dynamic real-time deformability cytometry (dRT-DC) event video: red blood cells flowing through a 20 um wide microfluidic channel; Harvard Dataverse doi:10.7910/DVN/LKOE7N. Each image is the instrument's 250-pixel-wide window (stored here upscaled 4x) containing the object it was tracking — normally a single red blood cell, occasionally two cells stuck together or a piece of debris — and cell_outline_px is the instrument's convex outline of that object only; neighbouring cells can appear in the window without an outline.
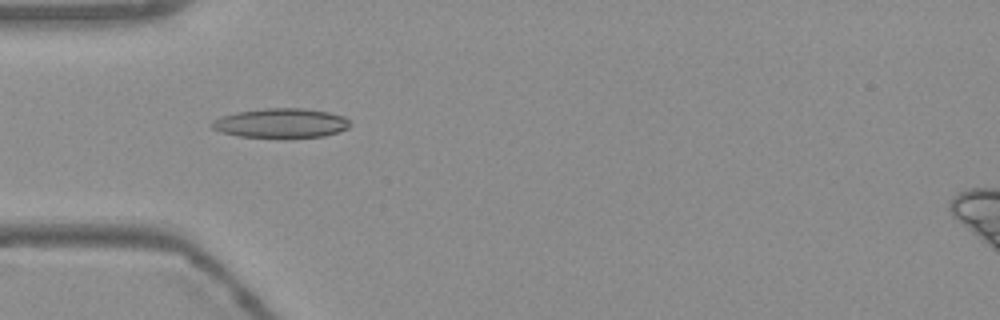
{"species": "Egyptian fruit bat (a non-hibernating species)", "species_latin": "Rousettus aegyptiacus", "temperature_condition": "warm", "stored_images_in_passage": 38, "camera_frame_rate_fps": 3000, "um_per_image_px": 0.085, "frame": {"image": 1, "passage_image": 1, "time_ms": 0.0, "image_size_px": [1000, 320], "cell_outline_px": [[352, 124], [348, 128], [324, 136], [288, 140], [284, 140], [240, 136], [220, 132], [212, 128], [208, 124], [212, 120], [220, 116], [236, 112], [268, 108], [304, 108], [328, 112], [344, 116]], "centroid_in_image_um": [23.86, 10.5], "position_along_channel_um": 61.1, "area_um2": 24.62}}
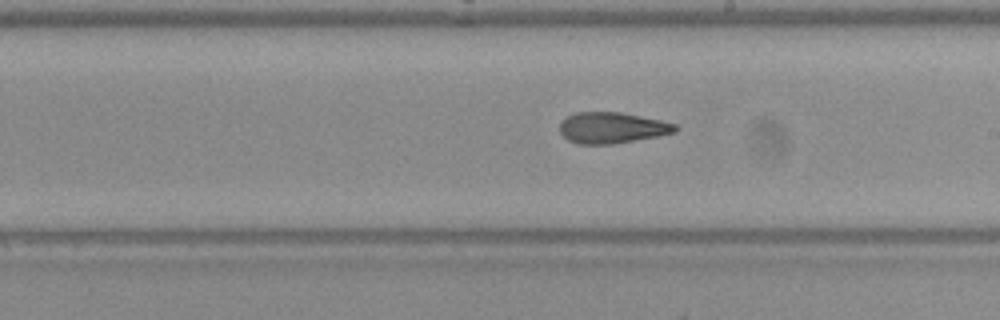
{"frame": {"image": 2, "passage_image": 15, "time_ms": 4.667, "image_size_px": [1000, 320], "cell_outline_px": [[680, 128], [676, 132], [656, 136], [612, 144], [580, 144], [568, 140], [560, 132], [560, 120], [576, 112], [620, 112], [660, 120], [676, 124]], "centroid_in_image_um": [52.01, 10.85], "position_along_channel_um": 237.0, "area_um2": 20.81}}
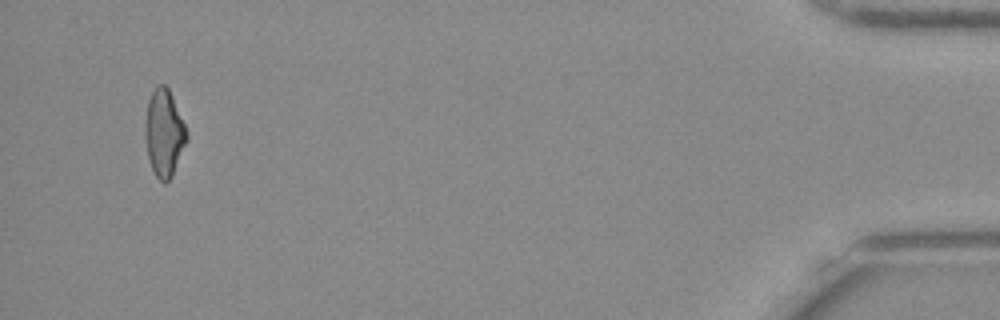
{"frame": {"image": 3, "passage_image": 36, "time_ms": 11.667, "image_size_px": [1000, 320], "cell_outline_px": [[188, 140], [172, 176], [164, 184], [156, 176], [152, 168], [148, 156], [144, 136], [144, 124], [148, 100], [152, 92], [160, 84], [164, 84], [168, 88], [172, 96], [188, 132]], "centroid_in_image_um": [13.95, 11.32], "position_along_channel_um": 421.3, "area_um2": 21.1}, "authors_computed_cell_mechanics": {"area_um2": 21.1259, "velocity_mm_per_s": 3.7901, "shape_relaxation_time_tau1_ms": null, "shape_relaxation_time_tau2_ms": 3.0963, "deformation_change_tau1": null, "deformation_change_tau2": 0.1201}}